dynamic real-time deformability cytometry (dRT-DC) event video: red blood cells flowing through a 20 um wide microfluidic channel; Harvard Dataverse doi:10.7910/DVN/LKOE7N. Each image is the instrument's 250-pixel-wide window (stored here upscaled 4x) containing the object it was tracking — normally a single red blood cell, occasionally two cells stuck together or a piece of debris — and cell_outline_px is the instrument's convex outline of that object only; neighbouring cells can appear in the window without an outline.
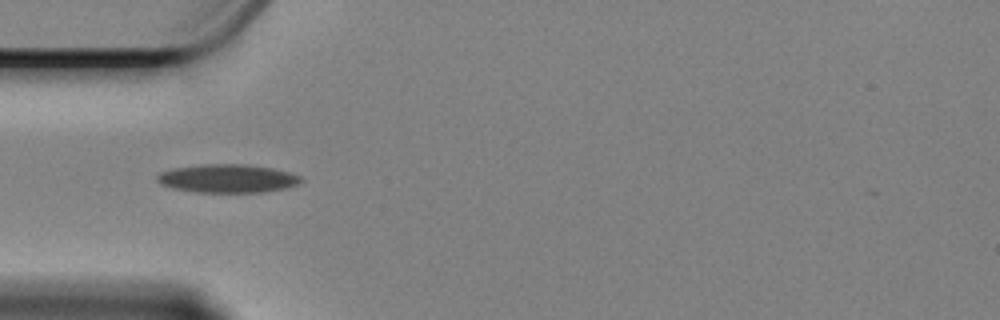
{"species": "Egyptian fruit bat (a non-hibernating species)", "species_latin": "Rousettus aegyptiacus", "temperature_condition": "cold", "stored_images_in_passage": 42, "camera_frame_rate_fps": 3000, "um_per_image_px": 0.085, "animal": {"sex": "female"}, "frame": {"image": 1, "passage_image": 1, "time_ms": 0.0, "image_size_px": [1000, 320], "cell_outline_px": [[304, 180], [296, 184], [284, 188], [264, 192], [196, 192], [176, 188], [160, 184], [156, 180], [156, 176], [160, 172], [172, 168], [204, 164], [244, 164], [272, 168], [288, 172], [300, 176]], "centroid_in_image_um": [19.32, 15.16], "position_along_channel_um": 65.7, "area_um2": 23.64}}
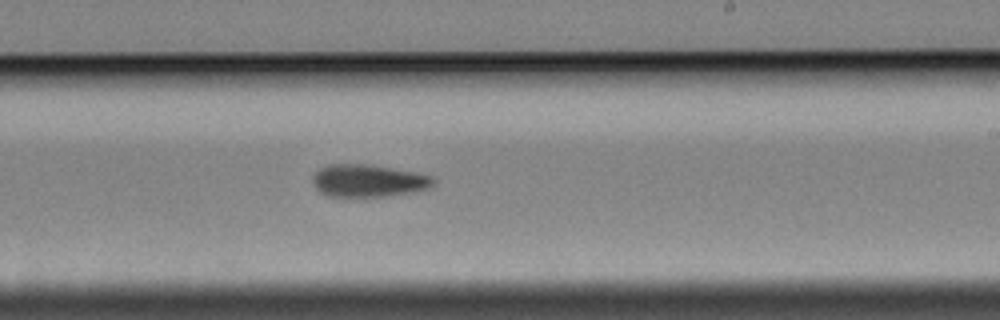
{"frame": {"image": 2, "passage_image": 18, "time_ms": 5.667, "image_size_px": [1000, 320], "cell_outline_px": [[436, 184], [428, 188], [412, 192], [388, 196], [328, 196], [320, 192], [316, 188], [312, 180], [312, 176], [320, 168], [328, 164], [368, 164], [416, 172], [436, 176]], "centroid_in_image_um": [31.35, 15.35], "position_along_channel_um": 257.7, "area_um2": 23.0}}
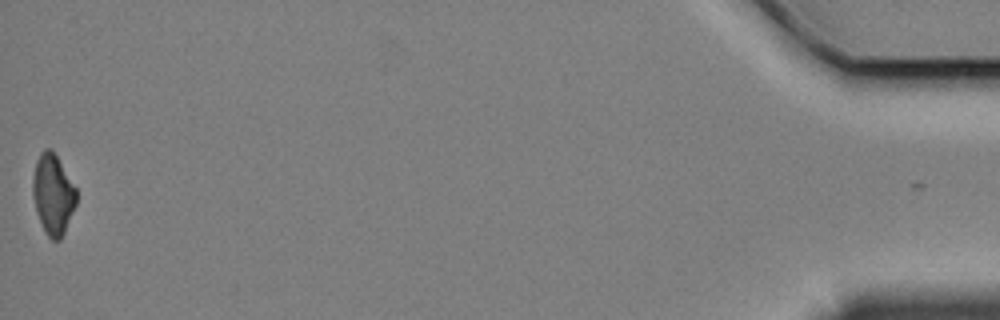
{"frame": {"image": 3, "passage_image": 42, "time_ms": 13.667, "image_size_px": [1000, 320], "cell_outline_px": [[76, 204], [64, 232], [60, 240], [52, 240], [48, 236], [40, 220], [32, 196], [32, 180], [36, 160], [40, 152], [44, 148], [52, 148], [76, 188]], "centroid_in_image_um": [4.49, 16.47], "position_along_channel_um": 430.7, "area_um2": 20.23}, "authors_computed_cell_mechanics": {"area_um2": 22.2819, "velocity_mm_per_s": 3.3827, "shape_relaxation_time_tau1_ms": 10.0886, "shape_relaxation_time_tau2_ms": null, "deformation_change_tau1": 0.1795, "deformation_change_tau2": null}}